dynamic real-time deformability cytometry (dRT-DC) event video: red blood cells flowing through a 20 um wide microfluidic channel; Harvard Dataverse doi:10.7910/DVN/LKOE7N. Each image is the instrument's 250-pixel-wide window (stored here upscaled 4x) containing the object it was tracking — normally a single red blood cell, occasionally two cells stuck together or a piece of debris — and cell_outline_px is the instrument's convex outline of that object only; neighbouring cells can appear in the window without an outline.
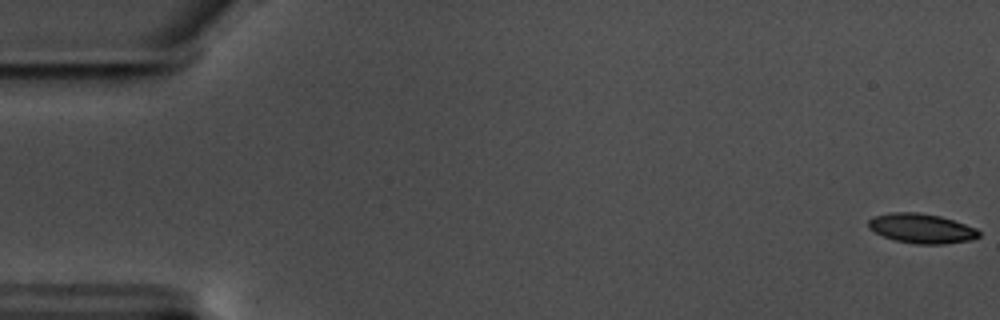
{"species": "common noctule bat (a hibernating species)", "species_latin": "Nyctalus noctula", "temperature_condition": "warm", "stored_images_in_passage": 59, "camera_frame_rate_fps": 3000, "um_per_image_px": 0.085, "animal": {"sex": "male", "body_mass_g": 17.5, "forearm_length_mm": 52.3}, "frame": {"image": 1, "passage_image": 1, "time_ms": 0.0, "image_size_px": [1000, 320], "cell_outline_px": [[980, 236], [972, 240], [944, 244], [916, 244], [896, 240], [884, 236], [868, 228], [868, 220], [872, 216], [892, 212], [916, 212], [940, 216], [976, 228], [980, 232]], "centroid_in_image_um": [78.33, 19.41], "position_along_channel_um": 6.7, "area_um2": 19.02}}
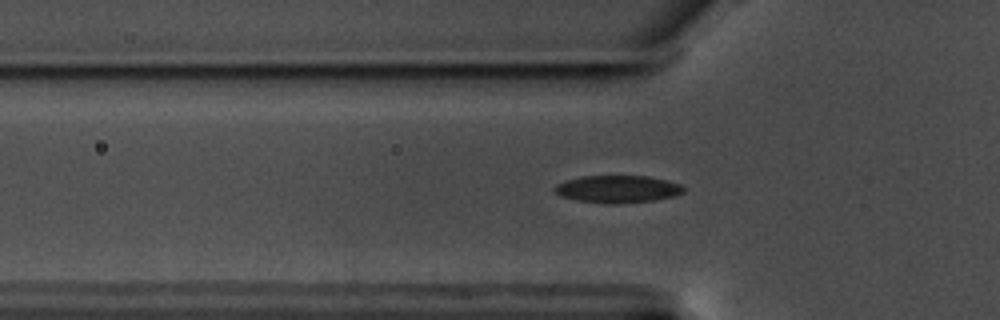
{"frame": {"image": 2, "passage_image": 20, "time_ms": 6.333, "image_size_px": [1000, 320], "cell_outline_px": [[684, 192], [672, 196], [652, 200], [608, 204], [580, 200], [560, 196], [552, 188], [556, 184], [580, 176], [648, 176], [680, 184], [684, 188]], "centroid_in_image_um": [52.46, 16.06], "position_along_channel_um": 73.3, "area_um2": 20.17}}
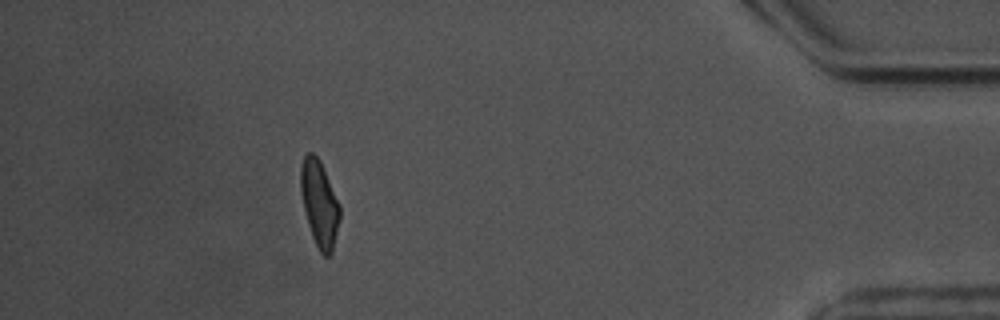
{"frame": {"image": 3, "passage_image": 53, "time_ms": 17.333, "image_size_px": [1000, 320], "cell_outline_px": [[340, 220], [332, 252], [328, 256], [324, 256], [320, 252], [312, 236], [308, 224], [304, 208], [300, 188], [300, 168], [304, 156], [308, 152], [312, 152], [320, 160], [340, 204]], "centroid_in_image_um": [27.16, 17.29], "position_along_channel_um": 408.0, "area_um2": 19.59}, "authors_computed_cell_mechanics": {"area_um2": 19.7676, "velocity_mm_per_s": 3.5358, "shape_relaxation_time_tau1_ms": 7.2214, "shape_relaxation_time_tau2_ms": 3.9932, "deformation_change_tau1": 0.1774, "deformation_change_tau2": 0.1139}}